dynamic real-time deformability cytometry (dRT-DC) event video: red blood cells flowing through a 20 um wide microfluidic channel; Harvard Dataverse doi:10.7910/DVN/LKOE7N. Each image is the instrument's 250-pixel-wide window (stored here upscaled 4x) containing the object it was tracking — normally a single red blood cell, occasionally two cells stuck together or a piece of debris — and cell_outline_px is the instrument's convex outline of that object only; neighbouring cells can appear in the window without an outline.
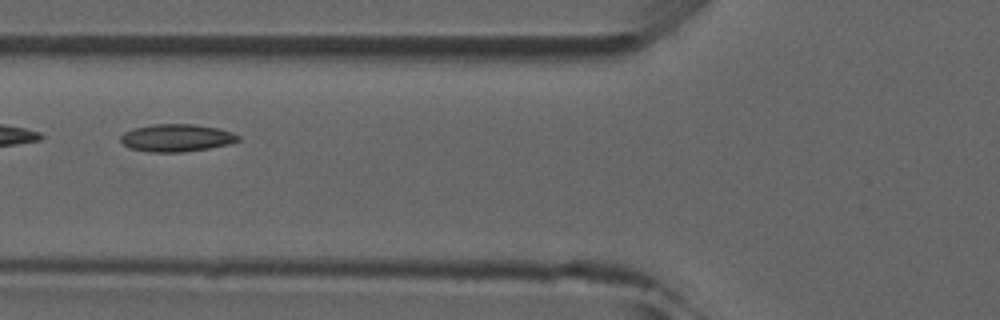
{"species": "common noctule bat (a hibernating species)", "species_latin": "Nyctalus noctula", "temperature_condition": "room temperature", "stored_images_in_passage": 5, "camera_frame_rate_fps": 3000, "um_per_image_px": 0.085, "animal": {"sex": "male", "forearm_length_mm": 52.5}, "frame": {"image": 1, "passage_image": 4, "time_ms": 3.667, "image_size_px": [1000, 320], "cell_outline_px": [[240, 140], [232, 144], [184, 152], [148, 152], [128, 148], [120, 140], [120, 136], [124, 132], [136, 128], [156, 124], [192, 124], [216, 128], [232, 132], [240, 136]], "centroid_in_image_um": [15.02, 11.73], "position_along_channel_um": 110.8, "area_um2": 18.84}}
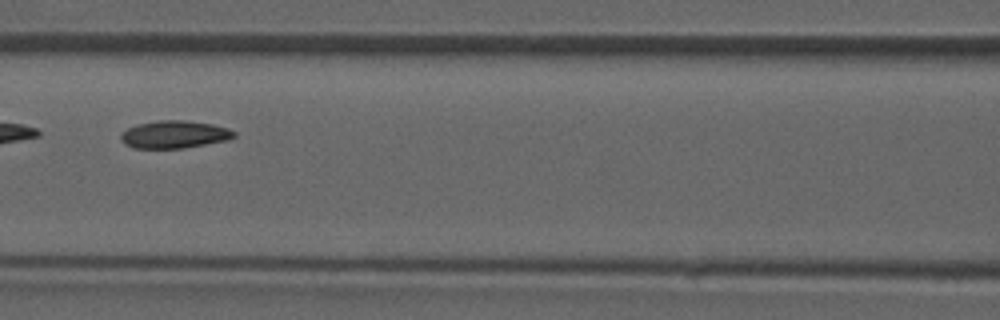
{"frame": {"image": 2, "passage_image": 5, "time_ms": 4.667, "image_size_px": [1000, 320], "cell_outline_px": [[236, 136], [228, 140], [184, 148], [132, 148], [124, 144], [120, 140], [120, 132], [136, 124], [160, 120], [184, 120], [212, 124], [228, 128], [236, 132]], "centroid_in_image_um": [14.79, 11.43], "position_along_channel_um": 151.8, "area_um2": 18.38}}